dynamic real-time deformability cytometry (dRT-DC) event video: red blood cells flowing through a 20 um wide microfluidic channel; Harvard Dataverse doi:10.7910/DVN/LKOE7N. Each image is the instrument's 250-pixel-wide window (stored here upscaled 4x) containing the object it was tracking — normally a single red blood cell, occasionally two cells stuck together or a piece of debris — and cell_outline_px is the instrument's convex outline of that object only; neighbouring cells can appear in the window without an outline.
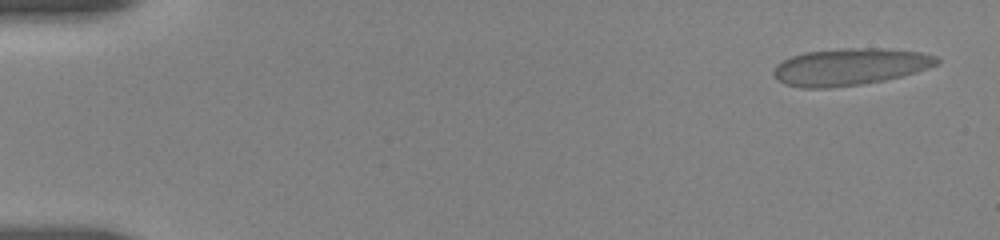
{"species": "human", "species_latin": "Homo sapiens", "temperature_condition": "room temperature", "stored_images_in_passage": 39, "camera_frame_rate_fps": 3000, "um_per_image_px": 0.085, "donor": {"sex": "female"}, "frame": {"image": 1, "passage_image": 2, "time_ms": 0.333, "image_size_px": [1000, 240], "cell_outline_px": [[940, 60], [936, 64], [928, 68], [916, 72], [884, 80], [860, 84], [828, 88], [800, 88], [784, 84], [772, 76], [772, 72], [776, 64], [792, 56], [804, 52], [840, 48], [880, 48], [920, 52], [936, 56]], "centroid_in_image_um": [72.19, 5.68], "position_along_channel_um": 12.8, "area_um2": 35.2}}
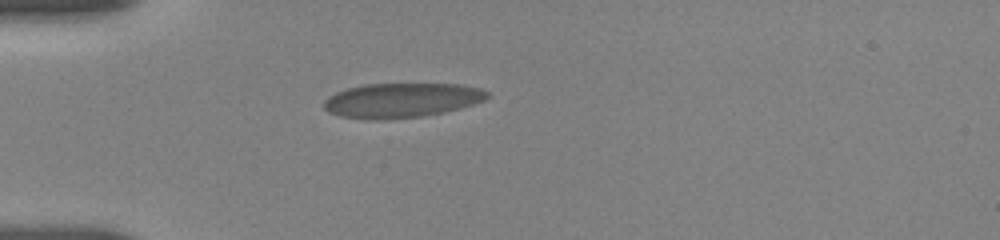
{"frame": {"image": 2, "passage_image": 32, "time_ms": 4.667, "image_size_px": [1000, 240], "cell_outline_px": [[488, 96], [484, 100], [460, 108], [420, 116], [340, 116], [328, 112], [324, 108], [324, 100], [328, 96], [336, 92], [348, 88], [364, 84], [456, 84], [480, 88], [488, 92]], "centroid_in_image_um": [34.16, 8.46], "position_along_channel_um": 50.8, "area_um2": 31.39}}